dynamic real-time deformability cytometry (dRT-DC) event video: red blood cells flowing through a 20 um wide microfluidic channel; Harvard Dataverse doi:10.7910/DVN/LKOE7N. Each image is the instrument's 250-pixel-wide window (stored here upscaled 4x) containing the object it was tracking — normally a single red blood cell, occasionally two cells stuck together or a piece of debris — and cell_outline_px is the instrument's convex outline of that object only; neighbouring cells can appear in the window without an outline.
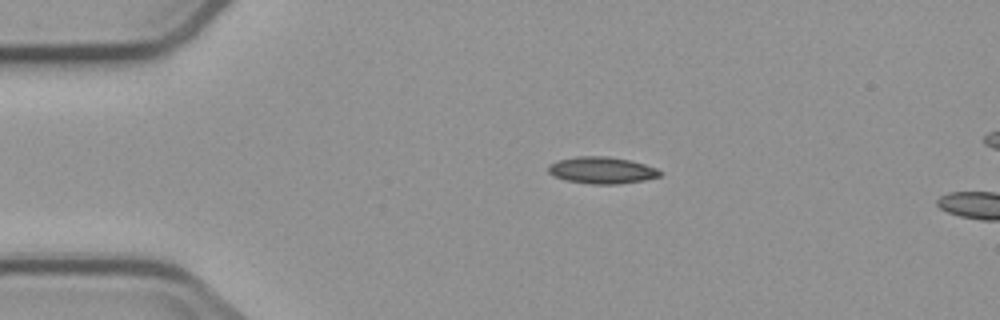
{"species": "common noctule bat (a hibernating species)", "species_latin": "Nyctalus noctula", "temperature_condition": "cold", "stored_images_in_passage": 5, "camera_frame_rate_fps": 3000, "um_per_image_px": 0.085, "animal": {"sex": "male", "body_mass_g": 23.1, "forearm_length_mm": 52.7}, "frame": {"image": 1, "passage_image": 2, "time_ms": 1.0, "image_size_px": [1000, 320], "cell_outline_px": [[660, 176], [644, 180], [620, 184], [588, 184], [564, 180], [552, 176], [548, 172], [548, 164], [556, 160], [576, 156], [608, 156], [628, 160], [644, 164], [656, 168], [660, 172]], "centroid_in_image_um": [51.08, 14.47], "position_along_channel_um": 33.9, "area_um2": 17.57}}
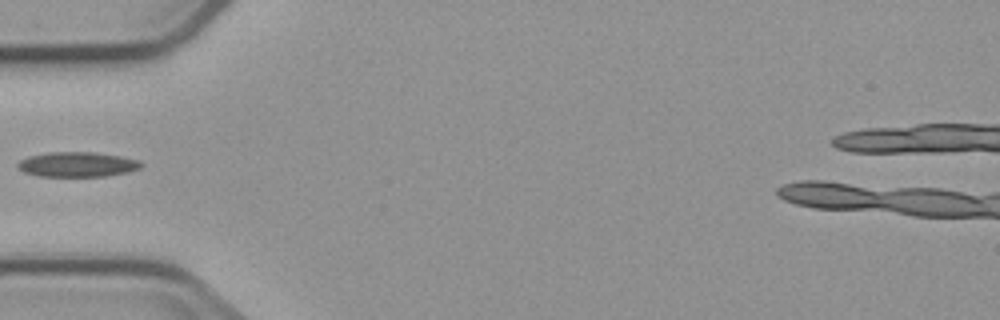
{"frame": {"image": 2, "passage_image": 4, "time_ms": 3.333, "image_size_px": [1000, 320], "cell_outline_px": [[144, 164], [140, 168], [128, 172], [104, 176], [40, 176], [24, 172], [16, 164], [20, 160], [28, 156], [48, 152], [92, 152], [120, 156], [140, 160]], "centroid_in_image_um": [6.59, 13.97], "position_along_channel_um": 78.4, "area_um2": 17.86}}
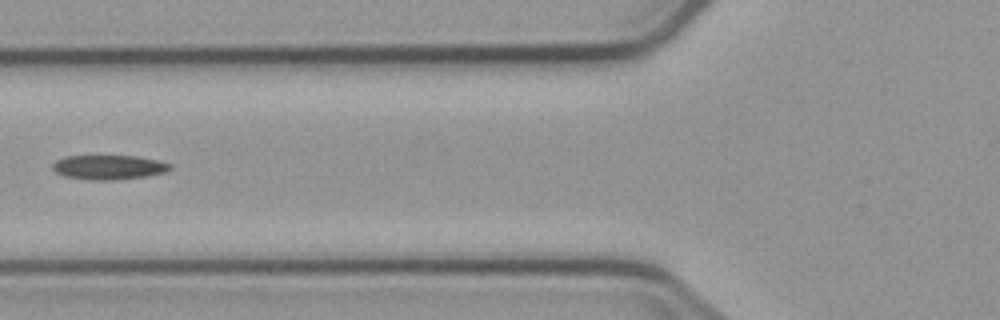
{"frame": {"image": 3, "passage_image": 5, "time_ms": 4.333, "image_size_px": [1000, 320], "cell_outline_px": [[172, 168], [164, 172], [148, 176], [112, 180], [88, 180], [64, 176], [56, 172], [52, 168], [52, 164], [56, 160], [64, 156], [136, 156], [160, 160], [172, 164]], "centroid_in_image_um": [9.25, 14.21], "position_along_channel_um": 116.5, "area_um2": 16.88}}